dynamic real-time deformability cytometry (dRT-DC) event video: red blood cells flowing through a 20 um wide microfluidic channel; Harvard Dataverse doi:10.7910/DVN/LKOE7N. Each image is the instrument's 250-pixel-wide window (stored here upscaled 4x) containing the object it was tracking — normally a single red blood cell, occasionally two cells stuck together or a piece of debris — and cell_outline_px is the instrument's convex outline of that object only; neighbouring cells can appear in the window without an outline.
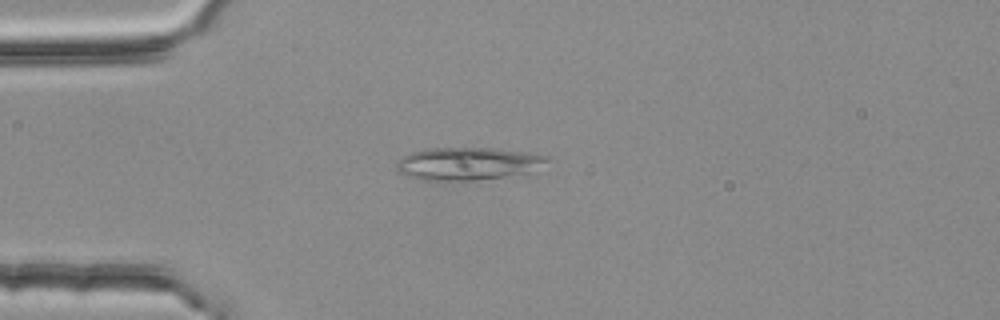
{"species": "common noctule bat (a hibernating species)", "species_latin": "Nyctalus noctula", "temperature_condition": "room temperature", "stored_images_in_passage": 3, "camera_frame_rate_fps": 3000, "um_per_image_px": 0.085, "animal": {"sex": "female", "body_mass_g": 25.1}, "frame": {"image": 1, "passage_image": 3, "time_ms": 0.667, "image_size_px": [1000, 320], "cell_outline_px": [[556, 160], [528, 172], [504, 176], [472, 180], [420, 180], [408, 176], [400, 172], [396, 168], [396, 160], [400, 156], [412, 152], [428, 148], [500, 148], [532, 152], [552, 156]], "centroid_in_image_um": [39.84, 13.88], "position_along_channel_um": 45.2, "area_um2": 29.19}}